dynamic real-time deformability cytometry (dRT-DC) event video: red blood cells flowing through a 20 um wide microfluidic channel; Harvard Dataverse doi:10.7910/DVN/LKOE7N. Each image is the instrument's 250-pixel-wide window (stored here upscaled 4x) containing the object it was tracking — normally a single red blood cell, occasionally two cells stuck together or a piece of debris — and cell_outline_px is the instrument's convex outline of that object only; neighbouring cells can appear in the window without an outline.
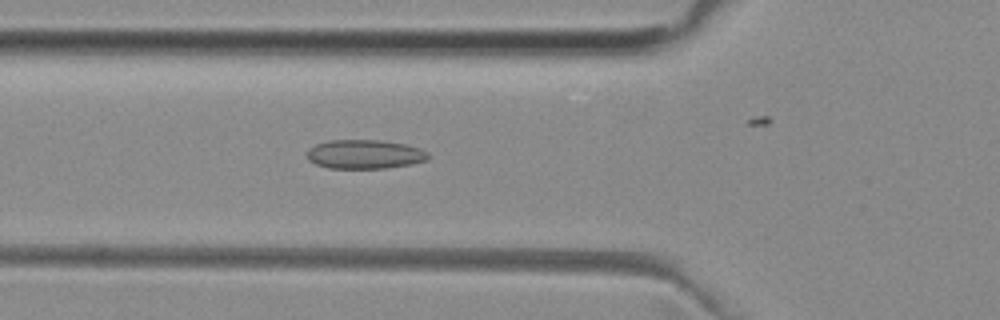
{"species": "common noctule bat (a hibernating species)", "species_latin": "Nyctalus noctula", "temperature_condition": "room temperature", "stored_images_in_passage": 42, "camera_frame_rate_fps": 3000, "um_per_image_px": 0.085, "animal": {"sex": "female", "body_mass_g": 29.2, "forearm_length_mm": 56.3}, "frame": {"image": 1, "passage_image": 14, "time_ms": 4.333, "image_size_px": [1000, 320], "cell_outline_px": [[428, 160], [412, 164], [384, 168], [328, 168], [316, 164], [308, 160], [304, 152], [308, 148], [316, 144], [328, 140], [380, 140], [404, 144], [420, 148], [428, 152]], "centroid_in_image_um": [30.96, 13.11], "position_along_channel_um": 94.8, "area_um2": 20.69}}
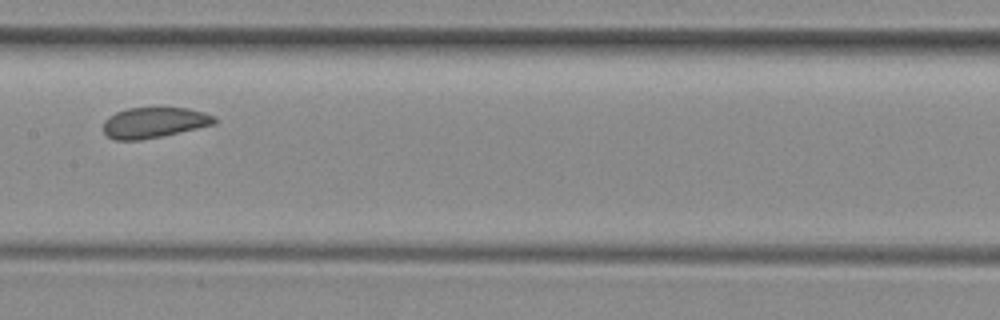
{"frame": {"image": 2, "passage_image": 19, "time_ms": 6.0, "image_size_px": [1000, 320], "cell_outline_px": [[216, 124], [160, 136], [140, 140], [112, 140], [104, 132], [104, 120], [108, 116], [116, 112], [128, 108], [188, 108], [204, 112], [216, 116]], "centroid_in_image_um": [13.09, 10.41], "position_along_channel_um": 194.3, "area_um2": 19.77}}
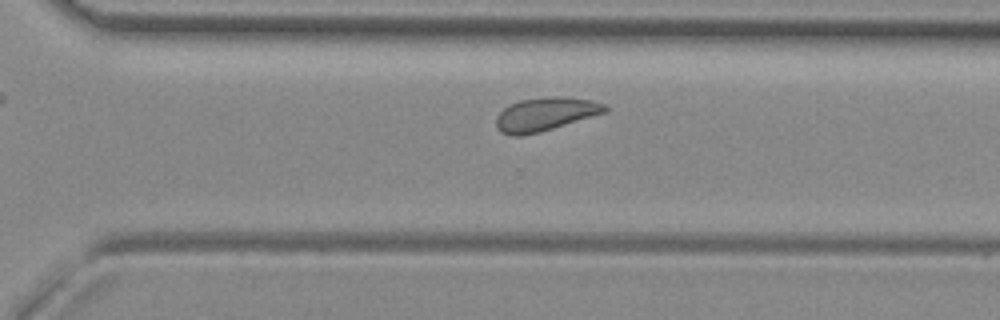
{"frame": {"image": 3, "passage_image": 29, "time_ms": 9.333, "image_size_px": [1000, 320], "cell_outline_px": [[608, 112], [540, 132], [520, 136], [512, 136], [500, 132], [496, 128], [496, 116], [504, 108], [520, 100], [548, 96], [564, 96], [592, 100], [604, 104], [608, 108]], "centroid_in_image_um": [46.36, 9.7], "position_along_channel_um": 324.2, "area_um2": 21.39}, "authors_computed_cell_mechanics": {"area_um2": 20.808, "velocity_mm_per_s": 3.9152, "shape_relaxation_time_tau1_ms": 1.1785, "shape_relaxation_time_tau2_ms": 0.9039, "deformation_change_tau1": 0.0557, "deformation_change_tau2": 0.054}}